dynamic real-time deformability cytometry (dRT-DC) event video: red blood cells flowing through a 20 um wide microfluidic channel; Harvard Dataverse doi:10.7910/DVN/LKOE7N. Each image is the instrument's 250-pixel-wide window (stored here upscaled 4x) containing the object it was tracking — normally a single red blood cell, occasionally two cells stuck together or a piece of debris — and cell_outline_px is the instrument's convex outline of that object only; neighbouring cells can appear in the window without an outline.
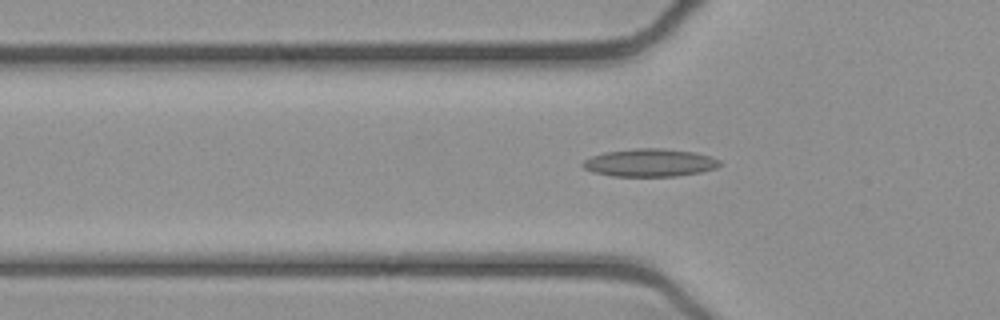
{"species": "common noctule bat (a hibernating species)", "species_latin": "Nyctalus noctula", "temperature_condition": "cold", "stored_images_in_passage": 43, "camera_frame_rate_fps": 3000, "um_per_image_px": 0.085, "animal": {"sex": "female", "body_mass_g": 21.9}, "frame": {"image": 1, "passage_image": 17, "time_ms": 5.333, "image_size_px": [1000, 320], "cell_outline_px": [[724, 164], [716, 168], [700, 172], [676, 176], [612, 176], [592, 172], [584, 168], [580, 164], [584, 160], [592, 156], [604, 152], [636, 148], [664, 148], [696, 152], [712, 156], [720, 160]], "centroid_in_image_um": [55.26, 13.82], "position_along_channel_um": 70.5, "area_um2": 22.48}}
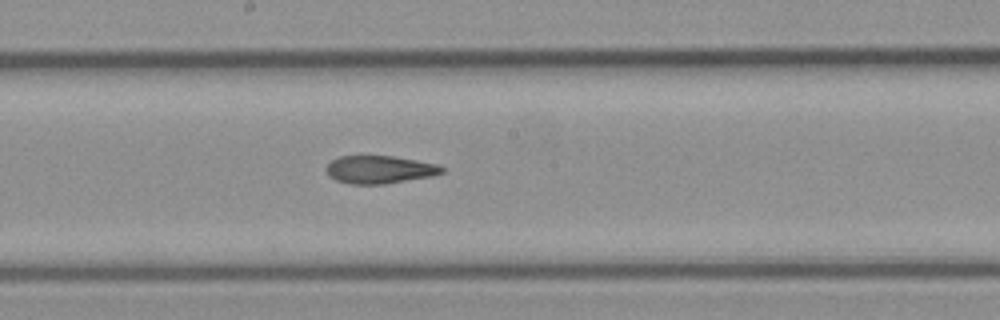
{"frame": {"image": 2, "passage_image": 28, "time_ms": 9.0, "image_size_px": [1000, 320], "cell_outline_px": [[444, 172], [432, 176], [384, 184], [352, 184], [336, 180], [328, 176], [324, 168], [332, 160], [340, 156], [392, 156], [440, 164], [444, 168]], "centroid_in_image_um": [32.26, 14.41], "position_along_channel_um": 215.9, "area_um2": 18.84}}
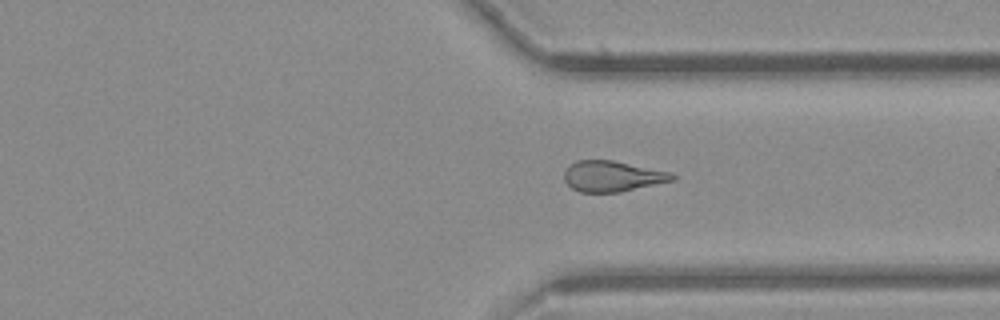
{"frame": {"image": 3, "passage_image": 39, "time_ms": 12.667, "image_size_px": [1000, 320], "cell_outline_px": [[676, 180], [620, 192], [580, 192], [572, 188], [564, 180], [564, 172], [568, 164], [576, 160], [612, 160], [672, 172], [676, 176]], "centroid_in_image_um": [52.06, 14.97], "position_along_channel_um": 359.3, "area_um2": 19.54}}